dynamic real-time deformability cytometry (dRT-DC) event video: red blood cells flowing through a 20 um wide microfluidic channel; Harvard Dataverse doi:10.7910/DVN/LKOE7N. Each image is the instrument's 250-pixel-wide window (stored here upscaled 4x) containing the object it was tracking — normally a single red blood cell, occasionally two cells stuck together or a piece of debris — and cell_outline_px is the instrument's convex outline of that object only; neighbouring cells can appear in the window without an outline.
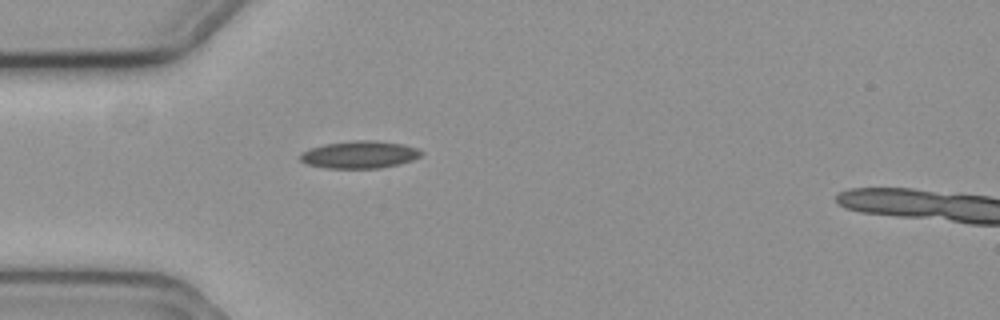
{"species": "common noctule bat (a hibernating species)", "species_latin": "Nyctalus noctula", "temperature_condition": "cold", "stored_images_in_passage": 29, "camera_frame_rate_fps": 3000, "um_per_image_px": 0.085, "animal": {"sex": "female", "body_mass_g": 19.3, "forearm_length_mm": 54.1}, "frame": {"image": 1, "passage_image": 1, "time_ms": 0.0, "image_size_px": [1000, 320], "cell_outline_px": [[424, 152], [420, 156], [412, 160], [380, 168], [328, 168], [308, 164], [300, 160], [300, 156], [304, 152], [312, 148], [324, 144], [356, 140], [376, 140], [400, 144], [416, 148]], "centroid_in_image_um": [30.58, 13.14], "position_along_channel_um": 54.4, "area_um2": 18.96}}
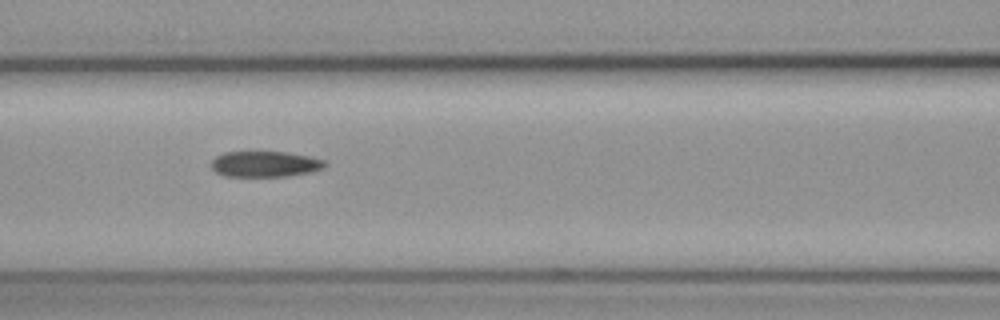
{"frame": {"image": 2, "passage_image": 9, "time_ms": 2.667, "image_size_px": [1000, 320], "cell_outline_px": [[328, 164], [324, 168], [308, 172], [288, 176], [224, 176], [216, 172], [212, 168], [212, 160], [216, 156], [224, 152], [288, 152], [308, 156], [324, 160]], "centroid_in_image_um": [22.53, 13.94], "position_along_channel_um": 144.1, "area_um2": 16.99}}
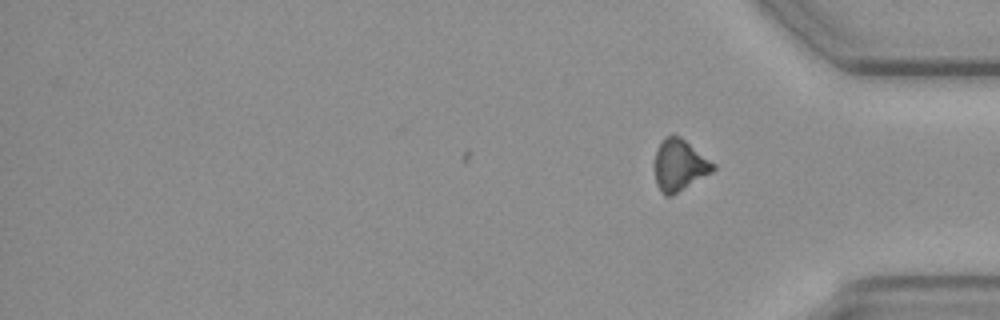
{"frame": {"image": 3, "passage_image": 29, "time_ms": 9.333, "image_size_px": [1000, 320], "cell_outline_px": [[716, 168], [712, 172], [672, 196], [664, 196], [660, 192], [656, 184], [656, 152], [664, 136], [680, 136], [716, 164]], "centroid_in_image_um": [57.77, 14.06], "position_along_channel_um": 377.4, "area_um2": 17.4}}